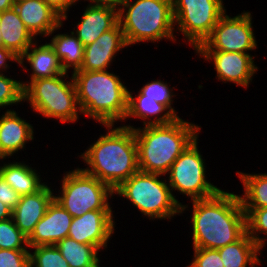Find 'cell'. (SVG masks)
<instances>
[{
	"label": "cell",
	"instance_id": "cell-38",
	"mask_svg": "<svg viewBox=\"0 0 267 267\" xmlns=\"http://www.w3.org/2000/svg\"><path fill=\"white\" fill-rule=\"evenodd\" d=\"M85 1L89 2L88 5L109 7L119 12L125 0H84V2ZM77 2L79 3L81 0H77Z\"/></svg>",
	"mask_w": 267,
	"mask_h": 267
},
{
	"label": "cell",
	"instance_id": "cell-30",
	"mask_svg": "<svg viewBox=\"0 0 267 267\" xmlns=\"http://www.w3.org/2000/svg\"><path fill=\"white\" fill-rule=\"evenodd\" d=\"M174 88L175 87H170L167 81L153 79V81L144 84L139 91L145 95L146 98L154 99L156 102L164 105L176 118H180L172 103L174 101L173 97H176L175 93L172 92Z\"/></svg>",
	"mask_w": 267,
	"mask_h": 267
},
{
	"label": "cell",
	"instance_id": "cell-2",
	"mask_svg": "<svg viewBox=\"0 0 267 267\" xmlns=\"http://www.w3.org/2000/svg\"><path fill=\"white\" fill-rule=\"evenodd\" d=\"M103 126L107 132L89 144L79 158L86 163L87 167L81 168L85 173L114 191L139 170L137 144L133 129L123 125L116 127L115 124Z\"/></svg>",
	"mask_w": 267,
	"mask_h": 267
},
{
	"label": "cell",
	"instance_id": "cell-33",
	"mask_svg": "<svg viewBox=\"0 0 267 267\" xmlns=\"http://www.w3.org/2000/svg\"><path fill=\"white\" fill-rule=\"evenodd\" d=\"M193 259L187 267H224L217 249L193 248Z\"/></svg>",
	"mask_w": 267,
	"mask_h": 267
},
{
	"label": "cell",
	"instance_id": "cell-3",
	"mask_svg": "<svg viewBox=\"0 0 267 267\" xmlns=\"http://www.w3.org/2000/svg\"><path fill=\"white\" fill-rule=\"evenodd\" d=\"M122 125L134 130L139 170L165 177L174 161L199 136L202 128L181 117L164 125L139 128L129 124Z\"/></svg>",
	"mask_w": 267,
	"mask_h": 267
},
{
	"label": "cell",
	"instance_id": "cell-35",
	"mask_svg": "<svg viewBox=\"0 0 267 267\" xmlns=\"http://www.w3.org/2000/svg\"><path fill=\"white\" fill-rule=\"evenodd\" d=\"M21 196L5 181L0 174V202L13 210L20 201Z\"/></svg>",
	"mask_w": 267,
	"mask_h": 267
},
{
	"label": "cell",
	"instance_id": "cell-14",
	"mask_svg": "<svg viewBox=\"0 0 267 267\" xmlns=\"http://www.w3.org/2000/svg\"><path fill=\"white\" fill-rule=\"evenodd\" d=\"M127 47L121 25L118 22L112 29L101 34L95 42L85 46L84 59L79 70H108L117 53Z\"/></svg>",
	"mask_w": 267,
	"mask_h": 267
},
{
	"label": "cell",
	"instance_id": "cell-20",
	"mask_svg": "<svg viewBox=\"0 0 267 267\" xmlns=\"http://www.w3.org/2000/svg\"><path fill=\"white\" fill-rule=\"evenodd\" d=\"M36 40L27 51L20 57L19 66L25 71L27 69L26 62L29 64L31 74L30 81L40 78H51L66 73L61 66V62L55 51L49 43L38 45ZM26 60V61H25ZM26 65V66H25Z\"/></svg>",
	"mask_w": 267,
	"mask_h": 267
},
{
	"label": "cell",
	"instance_id": "cell-16",
	"mask_svg": "<svg viewBox=\"0 0 267 267\" xmlns=\"http://www.w3.org/2000/svg\"><path fill=\"white\" fill-rule=\"evenodd\" d=\"M0 115V153L11 158L18 151L26 150V144L34 140V126L21 118L13 109Z\"/></svg>",
	"mask_w": 267,
	"mask_h": 267
},
{
	"label": "cell",
	"instance_id": "cell-40",
	"mask_svg": "<svg viewBox=\"0 0 267 267\" xmlns=\"http://www.w3.org/2000/svg\"><path fill=\"white\" fill-rule=\"evenodd\" d=\"M16 0H0V13L14 8Z\"/></svg>",
	"mask_w": 267,
	"mask_h": 267
},
{
	"label": "cell",
	"instance_id": "cell-42",
	"mask_svg": "<svg viewBox=\"0 0 267 267\" xmlns=\"http://www.w3.org/2000/svg\"><path fill=\"white\" fill-rule=\"evenodd\" d=\"M5 158L1 155V153H0V161H2L3 162V160H4Z\"/></svg>",
	"mask_w": 267,
	"mask_h": 267
},
{
	"label": "cell",
	"instance_id": "cell-1",
	"mask_svg": "<svg viewBox=\"0 0 267 267\" xmlns=\"http://www.w3.org/2000/svg\"><path fill=\"white\" fill-rule=\"evenodd\" d=\"M191 203L193 248L219 249L247 232L246 215L238 194L220 189L211 197Z\"/></svg>",
	"mask_w": 267,
	"mask_h": 267
},
{
	"label": "cell",
	"instance_id": "cell-24",
	"mask_svg": "<svg viewBox=\"0 0 267 267\" xmlns=\"http://www.w3.org/2000/svg\"><path fill=\"white\" fill-rule=\"evenodd\" d=\"M63 25L64 22H62L49 34V36H53L49 44L59 58L64 71L69 73V69H73L71 72H74L81 68L84 59L85 46L77 38L73 31H70L69 34L67 32L66 34L65 32H59L54 35L57 30H61L60 28H63Z\"/></svg>",
	"mask_w": 267,
	"mask_h": 267
},
{
	"label": "cell",
	"instance_id": "cell-5",
	"mask_svg": "<svg viewBox=\"0 0 267 267\" xmlns=\"http://www.w3.org/2000/svg\"><path fill=\"white\" fill-rule=\"evenodd\" d=\"M127 46L176 42L172 0H125L118 12Z\"/></svg>",
	"mask_w": 267,
	"mask_h": 267
},
{
	"label": "cell",
	"instance_id": "cell-23",
	"mask_svg": "<svg viewBox=\"0 0 267 267\" xmlns=\"http://www.w3.org/2000/svg\"><path fill=\"white\" fill-rule=\"evenodd\" d=\"M37 172L24 161L3 162L0 166V174L20 196L35 193L46 184Z\"/></svg>",
	"mask_w": 267,
	"mask_h": 267
},
{
	"label": "cell",
	"instance_id": "cell-37",
	"mask_svg": "<svg viewBox=\"0 0 267 267\" xmlns=\"http://www.w3.org/2000/svg\"><path fill=\"white\" fill-rule=\"evenodd\" d=\"M20 58L16 56L12 51L0 46V74H4L11 67L10 62L18 63L19 65ZM8 63V64H7ZM5 71V72H4Z\"/></svg>",
	"mask_w": 267,
	"mask_h": 267
},
{
	"label": "cell",
	"instance_id": "cell-26",
	"mask_svg": "<svg viewBox=\"0 0 267 267\" xmlns=\"http://www.w3.org/2000/svg\"><path fill=\"white\" fill-rule=\"evenodd\" d=\"M243 187V194L238 195L243 209L267 207V173H243L237 171Z\"/></svg>",
	"mask_w": 267,
	"mask_h": 267
},
{
	"label": "cell",
	"instance_id": "cell-11",
	"mask_svg": "<svg viewBox=\"0 0 267 267\" xmlns=\"http://www.w3.org/2000/svg\"><path fill=\"white\" fill-rule=\"evenodd\" d=\"M252 14L243 11L236 16L225 13L210 36L196 50H218L223 52L249 53L257 49L253 30Z\"/></svg>",
	"mask_w": 267,
	"mask_h": 267
},
{
	"label": "cell",
	"instance_id": "cell-7",
	"mask_svg": "<svg viewBox=\"0 0 267 267\" xmlns=\"http://www.w3.org/2000/svg\"><path fill=\"white\" fill-rule=\"evenodd\" d=\"M166 182L164 175L138 170L114 190V196L129 200L149 220H171L181 214V206L175 201Z\"/></svg>",
	"mask_w": 267,
	"mask_h": 267
},
{
	"label": "cell",
	"instance_id": "cell-21",
	"mask_svg": "<svg viewBox=\"0 0 267 267\" xmlns=\"http://www.w3.org/2000/svg\"><path fill=\"white\" fill-rule=\"evenodd\" d=\"M135 95L128 90L127 113L123 122L131 118L132 120L138 118L142 120L143 126H148L169 124L176 119L164 105L156 100L146 98L140 91Z\"/></svg>",
	"mask_w": 267,
	"mask_h": 267
},
{
	"label": "cell",
	"instance_id": "cell-39",
	"mask_svg": "<svg viewBox=\"0 0 267 267\" xmlns=\"http://www.w3.org/2000/svg\"><path fill=\"white\" fill-rule=\"evenodd\" d=\"M11 217H12V210L3 202H0V221L9 219Z\"/></svg>",
	"mask_w": 267,
	"mask_h": 267
},
{
	"label": "cell",
	"instance_id": "cell-22",
	"mask_svg": "<svg viewBox=\"0 0 267 267\" xmlns=\"http://www.w3.org/2000/svg\"><path fill=\"white\" fill-rule=\"evenodd\" d=\"M2 46L19 58L37 40L26 28L15 8L0 13Z\"/></svg>",
	"mask_w": 267,
	"mask_h": 267
},
{
	"label": "cell",
	"instance_id": "cell-29",
	"mask_svg": "<svg viewBox=\"0 0 267 267\" xmlns=\"http://www.w3.org/2000/svg\"><path fill=\"white\" fill-rule=\"evenodd\" d=\"M243 210L246 215L248 235L261 249H264L265 241H267V207ZM260 234L265 235V237H261Z\"/></svg>",
	"mask_w": 267,
	"mask_h": 267
},
{
	"label": "cell",
	"instance_id": "cell-41",
	"mask_svg": "<svg viewBox=\"0 0 267 267\" xmlns=\"http://www.w3.org/2000/svg\"><path fill=\"white\" fill-rule=\"evenodd\" d=\"M0 46H2L1 30H0Z\"/></svg>",
	"mask_w": 267,
	"mask_h": 267
},
{
	"label": "cell",
	"instance_id": "cell-9",
	"mask_svg": "<svg viewBox=\"0 0 267 267\" xmlns=\"http://www.w3.org/2000/svg\"><path fill=\"white\" fill-rule=\"evenodd\" d=\"M197 136L171 165L166 178L175 201L181 206V214L188 211L173 191L191 198L190 201L205 199L215 195L221 188L207 180L205 159L198 148Z\"/></svg>",
	"mask_w": 267,
	"mask_h": 267
},
{
	"label": "cell",
	"instance_id": "cell-4",
	"mask_svg": "<svg viewBox=\"0 0 267 267\" xmlns=\"http://www.w3.org/2000/svg\"><path fill=\"white\" fill-rule=\"evenodd\" d=\"M81 116L102 124L123 122L127 113L128 90L119 75L108 70L71 73Z\"/></svg>",
	"mask_w": 267,
	"mask_h": 267
},
{
	"label": "cell",
	"instance_id": "cell-31",
	"mask_svg": "<svg viewBox=\"0 0 267 267\" xmlns=\"http://www.w3.org/2000/svg\"><path fill=\"white\" fill-rule=\"evenodd\" d=\"M0 249L29 250L27 237L15 226L12 217L0 221Z\"/></svg>",
	"mask_w": 267,
	"mask_h": 267
},
{
	"label": "cell",
	"instance_id": "cell-12",
	"mask_svg": "<svg viewBox=\"0 0 267 267\" xmlns=\"http://www.w3.org/2000/svg\"><path fill=\"white\" fill-rule=\"evenodd\" d=\"M199 58L213 64L217 80L223 83H234L242 88H248L258 72L254 55L250 53L223 52L218 50H195Z\"/></svg>",
	"mask_w": 267,
	"mask_h": 267
},
{
	"label": "cell",
	"instance_id": "cell-25",
	"mask_svg": "<svg viewBox=\"0 0 267 267\" xmlns=\"http://www.w3.org/2000/svg\"><path fill=\"white\" fill-rule=\"evenodd\" d=\"M224 267H257L262 260L258 257L262 249L246 232L239 240L217 249Z\"/></svg>",
	"mask_w": 267,
	"mask_h": 267
},
{
	"label": "cell",
	"instance_id": "cell-34",
	"mask_svg": "<svg viewBox=\"0 0 267 267\" xmlns=\"http://www.w3.org/2000/svg\"><path fill=\"white\" fill-rule=\"evenodd\" d=\"M0 267H30L29 250L0 249Z\"/></svg>",
	"mask_w": 267,
	"mask_h": 267
},
{
	"label": "cell",
	"instance_id": "cell-13",
	"mask_svg": "<svg viewBox=\"0 0 267 267\" xmlns=\"http://www.w3.org/2000/svg\"><path fill=\"white\" fill-rule=\"evenodd\" d=\"M113 210H93L72 219L68 237L79 243L93 245L105 250L115 233Z\"/></svg>",
	"mask_w": 267,
	"mask_h": 267
},
{
	"label": "cell",
	"instance_id": "cell-27",
	"mask_svg": "<svg viewBox=\"0 0 267 267\" xmlns=\"http://www.w3.org/2000/svg\"><path fill=\"white\" fill-rule=\"evenodd\" d=\"M69 267H100L99 250L93 245L65 237L56 244Z\"/></svg>",
	"mask_w": 267,
	"mask_h": 267
},
{
	"label": "cell",
	"instance_id": "cell-8",
	"mask_svg": "<svg viewBox=\"0 0 267 267\" xmlns=\"http://www.w3.org/2000/svg\"><path fill=\"white\" fill-rule=\"evenodd\" d=\"M61 183V191L58 189L54 199L73 218L93 210H113L108 199L114 196V191L81 168L64 172Z\"/></svg>",
	"mask_w": 267,
	"mask_h": 267
},
{
	"label": "cell",
	"instance_id": "cell-10",
	"mask_svg": "<svg viewBox=\"0 0 267 267\" xmlns=\"http://www.w3.org/2000/svg\"><path fill=\"white\" fill-rule=\"evenodd\" d=\"M223 3V0H172L175 32H181L183 41L195 51L226 13Z\"/></svg>",
	"mask_w": 267,
	"mask_h": 267
},
{
	"label": "cell",
	"instance_id": "cell-32",
	"mask_svg": "<svg viewBox=\"0 0 267 267\" xmlns=\"http://www.w3.org/2000/svg\"><path fill=\"white\" fill-rule=\"evenodd\" d=\"M22 80L18 81L7 74H0V108L21 104L23 101ZM14 104V105H13Z\"/></svg>",
	"mask_w": 267,
	"mask_h": 267
},
{
	"label": "cell",
	"instance_id": "cell-19",
	"mask_svg": "<svg viewBox=\"0 0 267 267\" xmlns=\"http://www.w3.org/2000/svg\"><path fill=\"white\" fill-rule=\"evenodd\" d=\"M73 33L87 46L118 23V11L109 7L87 5ZM76 28V29H75Z\"/></svg>",
	"mask_w": 267,
	"mask_h": 267
},
{
	"label": "cell",
	"instance_id": "cell-15",
	"mask_svg": "<svg viewBox=\"0 0 267 267\" xmlns=\"http://www.w3.org/2000/svg\"><path fill=\"white\" fill-rule=\"evenodd\" d=\"M73 217L55 199L48 205L44 216L27 238L28 247L56 245L68 237Z\"/></svg>",
	"mask_w": 267,
	"mask_h": 267
},
{
	"label": "cell",
	"instance_id": "cell-17",
	"mask_svg": "<svg viewBox=\"0 0 267 267\" xmlns=\"http://www.w3.org/2000/svg\"><path fill=\"white\" fill-rule=\"evenodd\" d=\"M54 199V190L46 184L37 192L23 195L12 210L15 226L28 238L35 225L44 216L48 205Z\"/></svg>",
	"mask_w": 267,
	"mask_h": 267
},
{
	"label": "cell",
	"instance_id": "cell-18",
	"mask_svg": "<svg viewBox=\"0 0 267 267\" xmlns=\"http://www.w3.org/2000/svg\"><path fill=\"white\" fill-rule=\"evenodd\" d=\"M14 8L31 34L37 38L56 29L63 19L55 13L44 0H16Z\"/></svg>",
	"mask_w": 267,
	"mask_h": 267
},
{
	"label": "cell",
	"instance_id": "cell-28",
	"mask_svg": "<svg viewBox=\"0 0 267 267\" xmlns=\"http://www.w3.org/2000/svg\"><path fill=\"white\" fill-rule=\"evenodd\" d=\"M29 263L30 267H69L56 245L30 247Z\"/></svg>",
	"mask_w": 267,
	"mask_h": 267
},
{
	"label": "cell",
	"instance_id": "cell-36",
	"mask_svg": "<svg viewBox=\"0 0 267 267\" xmlns=\"http://www.w3.org/2000/svg\"><path fill=\"white\" fill-rule=\"evenodd\" d=\"M48 6L57 13L63 22L68 20V12L72 6L77 5V0H44Z\"/></svg>",
	"mask_w": 267,
	"mask_h": 267
},
{
	"label": "cell",
	"instance_id": "cell-6",
	"mask_svg": "<svg viewBox=\"0 0 267 267\" xmlns=\"http://www.w3.org/2000/svg\"><path fill=\"white\" fill-rule=\"evenodd\" d=\"M69 76L66 72L51 78L22 81L23 101L44 118L56 119L62 124L77 122L82 113L73 77Z\"/></svg>",
	"mask_w": 267,
	"mask_h": 267
}]
</instances>
